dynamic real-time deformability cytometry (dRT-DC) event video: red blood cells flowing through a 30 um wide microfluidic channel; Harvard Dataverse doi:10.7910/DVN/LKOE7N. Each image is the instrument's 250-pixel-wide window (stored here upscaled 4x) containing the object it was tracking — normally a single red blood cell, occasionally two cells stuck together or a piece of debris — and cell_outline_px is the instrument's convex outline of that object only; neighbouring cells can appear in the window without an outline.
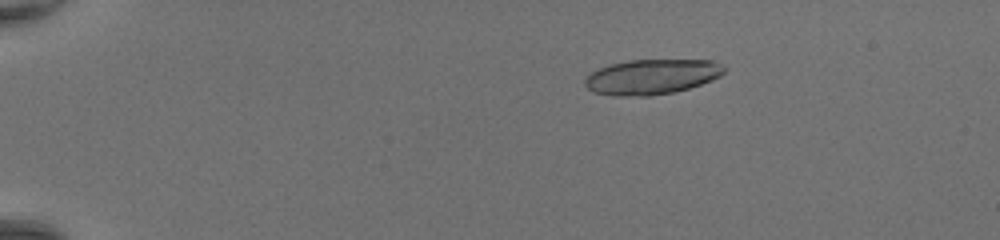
{"species": "common noctule bat (a hibernating species)", "species_latin": "Nyctalus noctula", "temperature_condition": "room temperature", "stored_images_in_passage": 23, "camera_frame_rate_fps": 3000, "um_per_image_px": 0.085, "animal": {"sex": "female", "body_mass_g": 20.0, "forearm_length_mm": 54.0}, "frame": {"image": 1, "passage_image": 11, "time_ms": 3.333, "image_size_px": [1000, 240], "cell_outline_px": [[728, 68], [720, 76], [712, 80], [688, 88], [672, 92], [648, 96], [612, 96], [592, 92], [584, 84], [584, 80], [596, 68], [628, 60], [712, 60]], "centroid_in_image_um": [55.38, 6.53], "position_along_channel_um": 29.6, "area_um2": 28.55}}